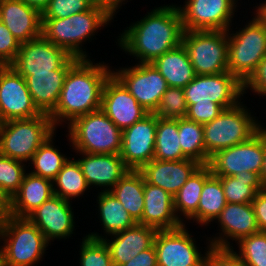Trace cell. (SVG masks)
Returning <instances> with one entry per match:
<instances>
[{"label": "cell", "mask_w": 266, "mask_h": 266, "mask_svg": "<svg viewBox=\"0 0 266 266\" xmlns=\"http://www.w3.org/2000/svg\"><path fill=\"white\" fill-rule=\"evenodd\" d=\"M253 5L252 11L249 12L252 13L250 15H252L260 24H262L266 28V0H261L259 1V4L258 2H256V4L254 3Z\"/></svg>", "instance_id": "obj_50"}, {"label": "cell", "mask_w": 266, "mask_h": 266, "mask_svg": "<svg viewBox=\"0 0 266 266\" xmlns=\"http://www.w3.org/2000/svg\"><path fill=\"white\" fill-rule=\"evenodd\" d=\"M78 60L71 56L59 69L51 70V73L21 75L41 113L49 115L55 109L67 72Z\"/></svg>", "instance_id": "obj_22"}, {"label": "cell", "mask_w": 266, "mask_h": 266, "mask_svg": "<svg viewBox=\"0 0 266 266\" xmlns=\"http://www.w3.org/2000/svg\"><path fill=\"white\" fill-rule=\"evenodd\" d=\"M221 180L227 203H252L264 187L256 173L242 171L235 176H217Z\"/></svg>", "instance_id": "obj_35"}, {"label": "cell", "mask_w": 266, "mask_h": 266, "mask_svg": "<svg viewBox=\"0 0 266 266\" xmlns=\"http://www.w3.org/2000/svg\"><path fill=\"white\" fill-rule=\"evenodd\" d=\"M71 56L62 48L42 35L39 38L21 43L18 55L11 66L20 75L51 73L59 69Z\"/></svg>", "instance_id": "obj_19"}, {"label": "cell", "mask_w": 266, "mask_h": 266, "mask_svg": "<svg viewBox=\"0 0 266 266\" xmlns=\"http://www.w3.org/2000/svg\"><path fill=\"white\" fill-rule=\"evenodd\" d=\"M6 214V203L0 197V221L2 217Z\"/></svg>", "instance_id": "obj_53"}, {"label": "cell", "mask_w": 266, "mask_h": 266, "mask_svg": "<svg viewBox=\"0 0 266 266\" xmlns=\"http://www.w3.org/2000/svg\"><path fill=\"white\" fill-rule=\"evenodd\" d=\"M238 1L243 4L241 0H185L183 5L177 4L184 31H227L241 12Z\"/></svg>", "instance_id": "obj_11"}, {"label": "cell", "mask_w": 266, "mask_h": 266, "mask_svg": "<svg viewBox=\"0 0 266 266\" xmlns=\"http://www.w3.org/2000/svg\"><path fill=\"white\" fill-rule=\"evenodd\" d=\"M95 198V211L97 212L98 223L101 226V233L94 230V232H87L85 236L102 240L105 237L115 234L117 232L133 227L136 222L125 210L122 203L109 191L98 192ZM103 229V230H102ZM103 232V233H102Z\"/></svg>", "instance_id": "obj_28"}, {"label": "cell", "mask_w": 266, "mask_h": 266, "mask_svg": "<svg viewBox=\"0 0 266 266\" xmlns=\"http://www.w3.org/2000/svg\"><path fill=\"white\" fill-rule=\"evenodd\" d=\"M178 134L183 155L187 159L208 165L210 157L205 152L203 124L186 117L178 119Z\"/></svg>", "instance_id": "obj_37"}, {"label": "cell", "mask_w": 266, "mask_h": 266, "mask_svg": "<svg viewBox=\"0 0 266 266\" xmlns=\"http://www.w3.org/2000/svg\"><path fill=\"white\" fill-rule=\"evenodd\" d=\"M212 175L208 165H201L173 196L174 210L183 224L196 213L205 181Z\"/></svg>", "instance_id": "obj_31"}, {"label": "cell", "mask_w": 266, "mask_h": 266, "mask_svg": "<svg viewBox=\"0 0 266 266\" xmlns=\"http://www.w3.org/2000/svg\"><path fill=\"white\" fill-rule=\"evenodd\" d=\"M153 159L177 161L187 159L182 152L178 134V119L157 117L155 152Z\"/></svg>", "instance_id": "obj_36"}, {"label": "cell", "mask_w": 266, "mask_h": 266, "mask_svg": "<svg viewBox=\"0 0 266 266\" xmlns=\"http://www.w3.org/2000/svg\"><path fill=\"white\" fill-rule=\"evenodd\" d=\"M131 65L112 66V74L148 113H154L168 88L166 80L152 63Z\"/></svg>", "instance_id": "obj_12"}, {"label": "cell", "mask_w": 266, "mask_h": 266, "mask_svg": "<svg viewBox=\"0 0 266 266\" xmlns=\"http://www.w3.org/2000/svg\"><path fill=\"white\" fill-rule=\"evenodd\" d=\"M0 20L20 44L42 35L41 12L20 0H0Z\"/></svg>", "instance_id": "obj_24"}, {"label": "cell", "mask_w": 266, "mask_h": 266, "mask_svg": "<svg viewBox=\"0 0 266 266\" xmlns=\"http://www.w3.org/2000/svg\"><path fill=\"white\" fill-rule=\"evenodd\" d=\"M3 243V244H2ZM51 244L28 218L5 214L0 221V266H37ZM39 263V264H38Z\"/></svg>", "instance_id": "obj_4"}, {"label": "cell", "mask_w": 266, "mask_h": 266, "mask_svg": "<svg viewBox=\"0 0 266 266\" xmlns=\"http://www.w3.org/2000/svg\"><path fill=\"white\" fill-rule=\"evenodd\" d=\"M28 164L0 154V197L7 204L19 191Z\"/></svg>", "instance_id": "obj_38"}, {"label": "cell", "mask_w": 266, "mask_h": 266, "mask_svg": "<svg viewBox=\"0 0 266 266\" xmlns=\"http://www.w3.org/2000/svg\"><path fill=\"white\" fill-rule=\"evenodd\" d=\"M263 111H265L266 112V110H263ZM266 123H263L262 122V127L264 128V129H266V125H265Z\"/></svg>", "instance_id": "obj_55"}, {"label": "cell", "mask_w": 266, "mask_h": 266, "mask_svg": "<svg viewBox=\"0 0 266 266\" xmlns=\"http://www.w3.org/2000/svg\"><path fill=\"white\" fill-rule=\"evenodd\" d=\"M97 2V0H50L41 13L42 18H67L90 10Z\"/></svg>", "instance_id": "obj_42"}, {"label": "cell", "mask_w": 266, "mask_h": 266, "mask_svg": "<svg viewBox=\"0 0 266 266\" xmlns=\"http://www.w3.org/2000/svg\"><path fill=\"white\" fill-rule=\"evenodd\" d=\"M121 266H158L157 254L154 245L141 251L137 256L133 257L129 262Z\"/></svg>", "instance_id": "obj_48"}, {"label": "cell", "mask_w": 266, "mask_h": 266, "mask_svg": "<svg viewBox=\"0 0 266 266\" xmlns=\"http://www.w3.org/2000/svg\"><path fill=\"white\" fill-rule=\"evenodd\" d=\"M41 114L25 79L11 65L0 71V123L34 118Z\"/></svg>", "instance_id": "obj_17"}, {"label": "cell", "mask_w": 266, "mask_h": 266, "mask_svg": "<svg viewBox=\"0 0 266 266\" xmlns=\"http://www.w3.org/2000/svg\"><path fill=\"white\" fill-rule=\"evenodd\" d=\"M101 3L104 8L114 17L117 18L116 15L123 8L122 6L129 2L128 0H97ZM132 1V0H130Z\"/></svg>", "instance_id": "obj_49"}, {"label": "cell", "mask_w": 266, "mask_h": 266, "mask_svg": "<svg viewBox=\"0 0 266 266\" xmlns=\"http://www.w3.org/2000/svg\"><path fill=\"white\" fill-rule=\"evenodd\" d=\"M75 153L77 157L74 158H77L87 184L91 190L94 189L93 192H109L129 170L119 154Z\"/></svg>", "instance_id": "obj_21"}, {"label": "cell", "mask_w": 266, "mask_h": 266, "mask_svg": "<svg viewBox=\"0 0 266 266\" xmlns=\"http://www.w3.org/2000/svg\"><path fill=\"white\" fill-rule=\"evenodd\" d=\"M139 224L157 231L175 229L183 225L174 210L173 196L164 189L144 182V210Z\"/></svg>", "instance_id": "obj_26"}, {"label": "cell", "mask_w": 266, "mask_h": 266, "mask_svg": "<svg viewBox=\"0 0 266 266\" xmlns=\"http://www.w3.org/2000/svg\"><path fill=\"white\" fill-rule=\"evenodd\" d=\"M205 266H246L232 248L211 246L205 258Z\"/></svg>", "instance_id": "obj_43"}, {"label": "cell", "mask_w": 266, "mask_h": 266, "mask_svg": "<svg viewBox=\"0 0 266 266\" xmlns=\"http://www.w3.org/2000/svg\"><path fill=\"white\" fill-rule=\"evenodd\" d=\"M63 165L58 175L53 180L54 195L73 202L75 199L85 198V193H89L91 188L87 184L80 164L72 157ZM81 197V198H80Z\"/></svg>", "instance_id": "obj_33"}, {"label": "cell", "mask_w": 266, "mask_h": 266, "mask_svg": "<svg viewBox=\"0 0 266 266\" xmlns=\"http://www.w3.org/2000/svg\"><path fill=\"white\" fill-rule=\"evenodd\" d=\"M114 17L97 2L90 10L67 18H42V36L78 59H91L84 46L96 38L101 30L111 27Z\"/></svg>", "instance_id": "obj_3"}, {"label": "cell", "mask_w": 266, "mask_h": 266, "mask_svg": "<svg viewBox=\"0 0 266 266\" xmlns=\"http://www.w3.org/2000/svg\"><path fill=\"white\" fill-rule=\"evenodd\" d=\"M214 223L219 232L208 239L211 246L218 248H232L243 237L260 231L251 203H227Z\"/></svg>", "instance_id": "obj_18"}, {"label": "cell", "mask_w": 266, "mask_h": 266, "mask_svg": "<svg viewBox=\"0 0 266 266\" xmlns=\"http://www.w3.org/2000/svg\"><path fill=\"white\" fill-rule=\"evenodd\" d=\"M248 93H250L249 95L253 94V97L259 96V99L265 97L264 100L266 101V56L260 62L256 71L244 83V96L246 97Z\"/></svg>", "instance_id": "obj_45"}, {"label": "cell", "mask_w": 266, "mask_h": 266, "mask_svg": "<svg viewBox=\"0 0 266 266\" xmlns=\"http://www.w3.org/2000/svg\"><path fill=\"white\" fill-rule=\"evenodd\" d=\"M187 111L183 88L168 87L154 114L164 119H180L186 117Z\"/></svg>", "instance_id": "obj_41"}, {"label": "cell", "mask_w": 266, "mask_h": 266, "mask_svg": "<svg viewBox=\"0 0 266 266\" xmlns=\"http://www.w3.org/2000/svg\"><path fill=\"white\" fill-rule=\"evenodd\" d=\"M187 227L183 224L175 229L156 232L153 245L158 266H205V258L211 247L208 235H199V239H205L203 249L198 243L200 240H196Z\"/></svg>", "instance_id": "obj_9"}, {"label": "cell", "mask_w": 266, "mask_h": 266, "mask_svg": "<svg viewBox=\"0 0 266 266\" xmlns=\"http://www.w3.org/2000/svg\"><path fill=\"white\" fill-rule=\"evenodd\" d=\"M200 166V163L191 159L177 161L153 159L139 171L146 182L174 196Z\"/></svg>", "instance_id": "obj_23"}, {"label": "cell", "mask_w": 266, "mask_h": 266, "mask_svg": "<svg viewBox=\"0 0 266 266\" xmlns=\"http://www.w3.org/2000/svg\"><path fill=\"white\" fill-rule=\"evenodd\" d=\"M157 116L148 113L131 127L122 131L120 157L129 170H140L153 160Z\"/></svg>", "instance_id": "obj_16"}, {"label": "cell", "mask_w": 266, "mask_h": 266, "mask_svg": "<svg viewBox=\"0 0 266 266\" xmlns=\"http://www.w3.org/2000/svg\"><path fill=\"white\" fill-rule=\"evenodd\" d=\"M245 102L243 99L236 106L224 109L211 122L203 124L205 152L209 157L247 141L262 128L263 121L254 116L257 114Z\"/></svg>", "instance_id": "obj_6"}, {"label": "cell", "mask_w": 266, "mask_h": 266, "mask_svg": "<svg viewBox=\"0 0 266 266\" xmlns=\"http://www.w3.org/2000/svg\"><path fill=\"white\" fill-rule=\"evenodd\" d=\"M183 91L188 107L195 103H217L227 109L245 98L244 84L229 71L214 75H196Z\"/></svg>", "instance_id": "obj_13"}, {"label": "cell", "mask_w": 266, "mask_h": 266, "mask_svg": "<svg viewBox=\"0 0 266 266\" xmlns=\"http://www.w3.org/2000/svg\"><path fill=\"white\" fill-rule=\"evenodd\" d=\"M251 204L259 230L266 232V188L257 193Z\"/></svg>", "instance_id": "obj_47"}, {"label": "cell", "mask_w": 266, "mask_h": 266, "mask_svg": "<svg viewBox=\"0 0 266 266\" xmlns=\"http://www.w3.org/2000/svg\"><path fill=\"white\" fill-rule=\"evenodd\" d=\"M10 65L0 56V71L5 70Z\"/></svg>", "instance_id": "obj_54"}, {"label": "cell", "mask_w": 266, "mask_h": 266, "mask_svg": "<svg viewBox=\"0 0 266 266\" xmlns=\"http://www.w3.org/2000/svg\"><path fill=\"white\" fill-rule=\"evenodd\" d=\"M224 191L221 180L215 175H211L204 183L198 203L197 213L187 222L186 225L196 227H204L205 229L214 224L215 220L220 216L221 211L226 206ZM212 222V223H211ZM189 223V224H188ZM194 223V224H193Z\"/></svg>", "instance_id": "obj_30"}, {"label": "cell", "mask_w": 266, "mask_h": 266, "mask_svg": "<svg viewBox=\"0 0 266 266\" xmlns=\"http://www.w3.org/2000/svg\"><path fill=\"white\" fill-rule=\"evenodd\" d=\"M223 110L217 103H195L188 107L186 118L196 123L205 124L218 117Z\"/></svg>", "instance_id": "obj_44"}, {"label": "cell", "mask_w": 266, "mask_h": 266, "mask_svg": "<svg viewBox=\"0 0 266 266\" xmlns=\"http://www.w3.org/2000/svg\"><path fill=\"white\" fill-rule=\"evenodd\" d=\"M19 41L12 35L11 31L0 20V56L11 65L20 49Z\"/></svg>", "instance_id": "obj_46"}, {"label": "cell", "mask_w": 266, "mask_h": 266, "mask_svg": "<svg viewBox=\"0 0 266 266\" xmlns=\"http://www.w3.org/2000/svg\"><path fill=\"white\" fill-rule=\"evenodd\" d=\"M53 195V181L28 171L19 191L6 204V213L18 218H27Z\"/></svg>", "instance_id": "obj_27"}, {"label": "cell", "mask_w": 266, "mask_h": 266, "mask_svg": "<svg viewBox=\"0 0 266 266\" xmlns=\"http://www.w3.org/2000/svg\"><path fill=\"white\" fill-rule=\"evenodd\" d=\"M71 201L53 195L27 218L43 233L50 244L76 235V213ZM73 234V235H72Z\"/></svg>", "instance_id": "obj_15"}, {"label": "cell", "mask_w": 266, "mask_h": 266, "mask_svg": "<svg viewBox=\"0 0 266 266\" xmlns=\"http://www.w3.org/2000/svg\"><path fill=\"white\" fill-rule=\"evenodd\" d=\"M57 131L53 133L35 152L28 163V171L36 176L53 181L70 156L63 153L55 142ZM55 141V142H54ZM55 144V145H54ZM31 166V167H30ZM30 167V168H29Z\"/></svg>", "instance_id": "obj_34"}, {"label": "cell", "mask_w": 266, "mask_h": 266, "mask_svg": "<svg viewBox=\"0 0 266 266\" xmlns=\"http://www.w3.org/2000/svg\"><path fill=\"white\" fill-rule=\"evenodd\" d=\"M140 18L115 36L116 48L135 63H152L182 43L184 29L176 3L156 5Z\"/></svg>", "instance_id": "obj_1"}, {"label": "cell", "mask_w": 266, "mask_h": 266, "mask_svg": "<svg viewBox=\"0 0 266 266\" xmlns=\"http://www.w3.org/2000/svg\"><path fill=\"white\" fill-rule=\"evenodd\" d=\"M27 4L28 6L34 7L39 10L41 13L47 7L50 0H20Z\"/></svg>", "instance_id": "obj_51"}, {"label": "cell", "mask_w": 266, "mask_h": 266, "mask_svg": "<svg viewBox=\"0 0 266 266\" xmlns=\"http://www.w3.org/2000/svg\"><path fill=\"white\" fill-rule=\"evenodd\" d=\"M262 171L259 175L260 182L264 188H266V129H264V159H263Z\"/></svg>", "instance_id": "obj_52"}, {"label": "cell", "mask_w": 266, "mask_h": 266, "mask_svg": "<svg viewBox=\"0 0 266 266\" xmlns=\"http://www.w3.org/2000/svg\"><path fill=\"white\" fill-rule=\"evenodd\" d=\"M250 16L244 25L234 24L227 30L228 71L243 84L266 56V28Z\"/></svg>", "instance_id": "obj_7"}, {"label": "cell", "mask_w": 266, "mask_h": 266, "mask_svg": "<svg viewBox=\"0 0 266 266\" xmlns=\"http://www.w3.org/2000/svg\"><path fill=\"white\" fill-rule=\"evenodd\" d=\"M47 114L0 123V154L28 164L39 147L55 133Z\"/></svg>", "instance_id": "obj_8"}, {"label": "cell", "mask_w": 266, "mask_h": 266, "mask_svg": "<svg viewBox=\"0 0 266 266\" xmlns=\"http://www.w3.org/2000/svg\"><path fill=\"white\" fill-rule=\"evenodd\" d=\"M152 64L165 78L168 87L184 88L196 76L193 65L182 43L172 50L165 52Z\"/></svg>", "instance_id": "obj_29"}, {"label": "cell", "mask_w": 266, "mask_h": 266, "mask_svg": "<svg viewBox=\"0 0 266 266\" xmlns=\"http://www.w3.org/2000/svg\"><path fill=\"white\" fill-rule=\"evenodd\" d=\"M79 243V266H113L110 251L103 240L83 236Z\"/></svg>", "instance_id": "obj_40"}, {"label": "cell", "mask_w": 266, "mask_h": 266, "mask_svg": "<svg viewBox=\"0 0 266 266\" xmlns=\"http://www.w3.org/2000/svg\"><path fill=\"white\" fill-rule=\"evenodd\" d=\"M101 110L121 131L148 114L113 74L103 86Z\"/></svg>", "instance_id": "obj_20"}, {"label": "cell", "mask_w": 266, "mask_h": 266, "mask_svg": "<svg viewBox=\"0 0 266 266\" xmlns=\"http://www.w3.org/2000/svg\"><path fill=\"white\" fill-rule=\"evenodd\" d=\"M144 182L139 170H128L110 190L136 223L142 219L144 210Z\"/></svg>", "instance_id": "obj_32"}, {"label": "cell", "mask_w": 266, "mask_h": 266, "mask_svg": "<svg viewBox=\"0 0 266 266\" xmlns=\"http://www.w3.org/2000/svg\"><path fill=\"white\" fill-rule=\"evenodd\" d=\"M232 250L246 266H266V232L259 231L243 237Z\"/></svg>", "instance_id": "obj_39"}, {"label": "cell", "mask_w": 266, "mask_h": 266, "mask_svg": "<svg viewBox=\"0 0 266 266\" xmlns=\"http://www.w3.org/2000/svg\"><path fill=\"white\" fill-rule=\"evenodd\" d=\"M189 60L196 75L228 72L227 31H184L182 36Z\"/></svg>", "instance_id": "obj_10"}, {"label": "cell", "mask_w": 266, "mask_h": 266, "mask_svg": "<svg viewBox=\"0 0 266 266\" xmlns=\"http://www.w3.org/2000/svg\"><path fill=\"white\" fill-rule=\"evenodd\" d=\"M110 65L79 59L68 70L57 105L49 114L56 128L64 129L75 118L101 109L103 86L112 74Z\"/></svg>", "instance_id": "obj_2"}, {"label": "cell", "mask_w": 266, "mask_h": 266, "mask_svg": "<svg viewBox=\"0 0 266 266\" xmlns=\"http://www.w3.org/2000/svg\"><path fill=\"white\" fill-rule=\"evenodd\" d=\"M156 232L155 228L136 223L133 227L102 239L108 246L113 266H121L150 248Z\"/></svg>", "instance_id": "obj_25"}, {"label": "cell", "mask_w": 266, "mask_h": 266, "mask_svg": "<svg viewBox=\"0 0 266 266\" xmlns=\"http://www.w3.org/2000/svg\"><path fill=\"white\" fill-rule=\"evenodd\" d=\"M264 159V128L243 143L217 151L208 166L215 176H235L242 171H262Z\"/></svg>", "instance_id": "obj_14"}, {"label": "cell", "mask_w": 266, "mask_h": 266, "mask_svg": "<svg viewBox=\"0 0 266 266\" xmlns=\"http://www.w3.org/2000/svg\"><path fill=\"white\" fill-rule=\"evenodd\" d=\"M66 128L71 152L120 154L122 131L101 109L75 118Z\"/></svg>", "instance_id": "obj_5"}]
</instances>
